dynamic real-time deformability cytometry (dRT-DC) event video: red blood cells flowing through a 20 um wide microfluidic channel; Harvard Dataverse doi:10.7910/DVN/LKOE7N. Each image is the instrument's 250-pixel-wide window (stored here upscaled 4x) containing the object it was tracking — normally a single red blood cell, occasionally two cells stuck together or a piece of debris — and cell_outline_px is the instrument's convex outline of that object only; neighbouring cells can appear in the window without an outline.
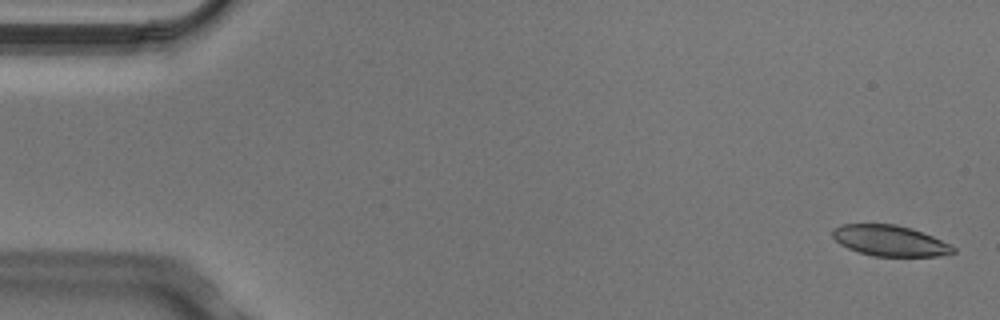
{"species": "Egyptian fruit bat (a non-hibernating species)", "species_latin": "Rousettus aegyptiacus", "temperature_condition": "cold", "stored_images_in_passage": 8, "camera_frame_rate_fps": 3000, "um_per_image_px": 0.085, "animal": {"sex": "male"}, "frame": {"image": 1, "passage_image": 1, "time_ms": 0.0, "image_size_px": [1000, 320], "cell_outline_px": [[956, 252], [936, 256], [872, 256], [848, 248], [840, 244], [832, 236], [832, 228], [840, 224], [896, 224], [912, 228], [952, 244], [956, 248]], "centroid_in_image_um": [75.65, 20.45], "position_along_channel_um": 9.4, "area_um2": 21.73}}
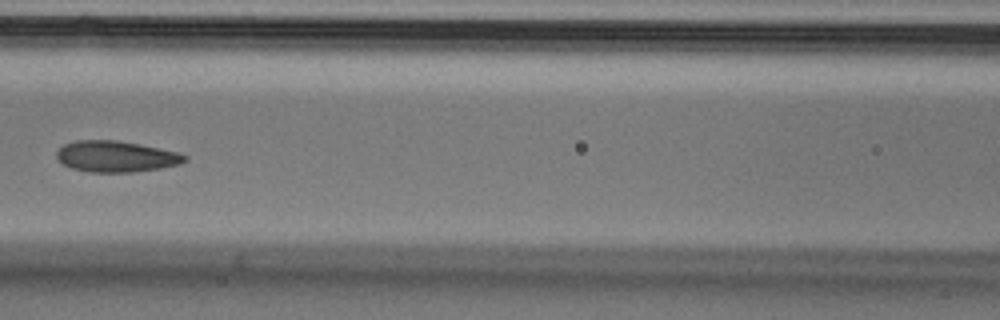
{"frame": {"image": 2, "passage_image": 7, "time_ms": 2.0, "image_size_px": [1000, 320], "cell_outline_px": [[188, 160], [180, 164], [160, 168], [132, 172], [88, 172], [72, 168], [64, 164], [56, 156], [56, 152], [64, 144], [76, 140], [116, 140], [140, 144], [176, 152], [188, 156]], "centroid_in_image_um": [9.87, 13.3], "position_along_channel_um": 156.7, "area_um2": 23.12}}
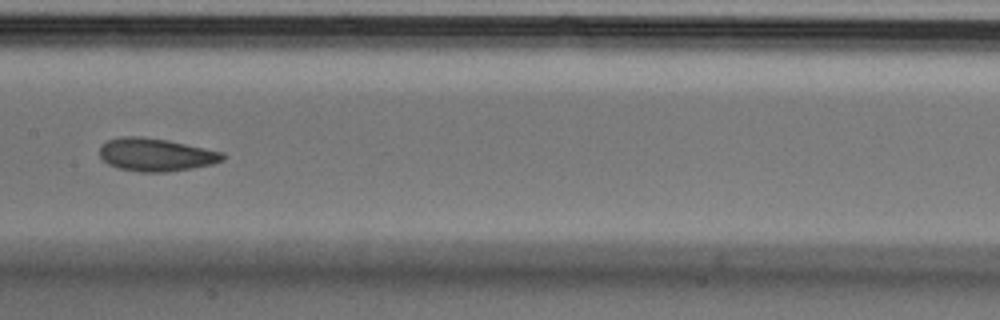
{"frame": {"image": 3, "passage_image": 8, "time_ms": 2.333, "image_size_px": [1000, 320], "cell_outline_px": [[224, 160], [212, 164], [192, 168], [168, 172], [140, 172], [120, 168], [108, 164], [100, 156], [100, 144], [108, 140], [124, 136], [140, 136], [168, 140], [224, 152]], "centroid_in_image_um": [13.25, 13.15], "position_along_channel_um": 194.1, "area_um2": 23.64}}